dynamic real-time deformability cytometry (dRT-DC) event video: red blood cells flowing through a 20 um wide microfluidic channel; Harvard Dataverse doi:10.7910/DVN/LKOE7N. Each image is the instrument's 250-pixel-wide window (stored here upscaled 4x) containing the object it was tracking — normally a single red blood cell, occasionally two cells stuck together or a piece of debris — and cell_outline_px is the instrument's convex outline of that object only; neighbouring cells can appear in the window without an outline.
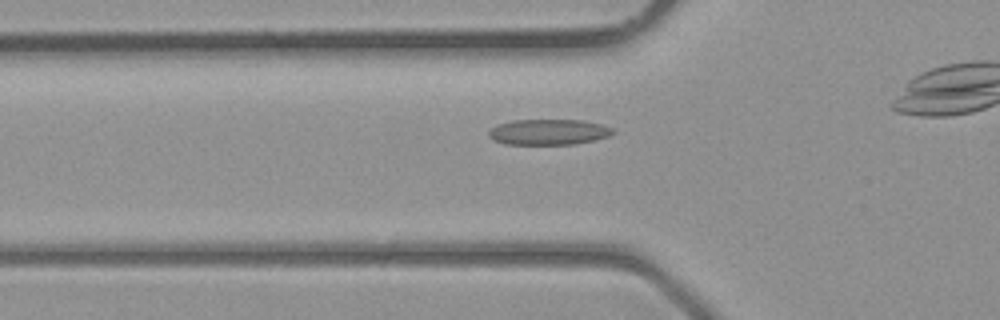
{"species": "common noctule bat (a hibernating species)", "species_latin": "Nyctalus noctula", "temperature_condition": "room temperature", "stored_images_in_passage": 21, "camera_frame_rate_fps": 3000, "um_per_image_px": 0.085, "animal": {"sex": "male", "body_mass_g": 23.1, "forearm_length_mm": 52.7}, "frame": {"image": 1, "passage_image": 2, "time_ms": 0.333, "image_size_px": [1000, 320], "cell_outline_px": [[616, 132], [608, 136], [576, 144], [504, 144], [492, 140], [488, 136], [488, 132], [492, 128], [500, 124], [512, 120], [584, 120], [600, 124], [612, 128]], "centroid_in_image_um": [46.61, 11.22], "position_along_channel_um": 79.2, "area_um2": 18.5}}
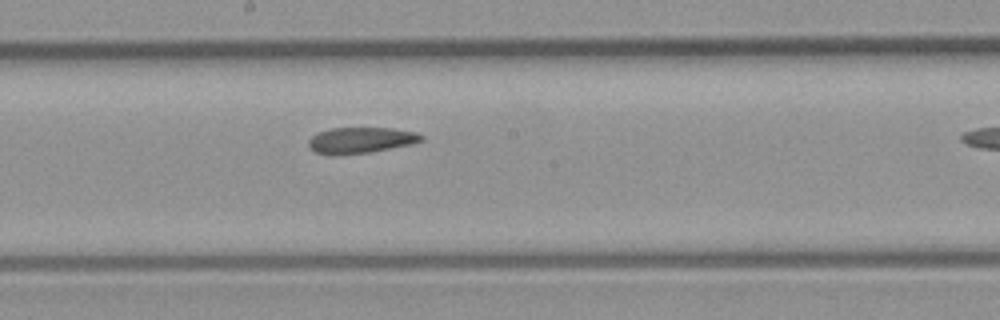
{"frame": {"image": 2, "passage_image": 10, "time_ms": 3.0, "image_size_px": [1000, 320], "cell_outline_px": [[424, 140], [412, 144], [368, 152], [336, 156], [328, 156], [316, 152], [308, 144], [308, 140], [312, 136], [320, 132], [332, 128], [392, 128], [416, 132], [424, 136]], "centroid_in_image_um": [30.67, 11.93], "position_along_channel_um": 217.5, "area_um2": 17.11}}
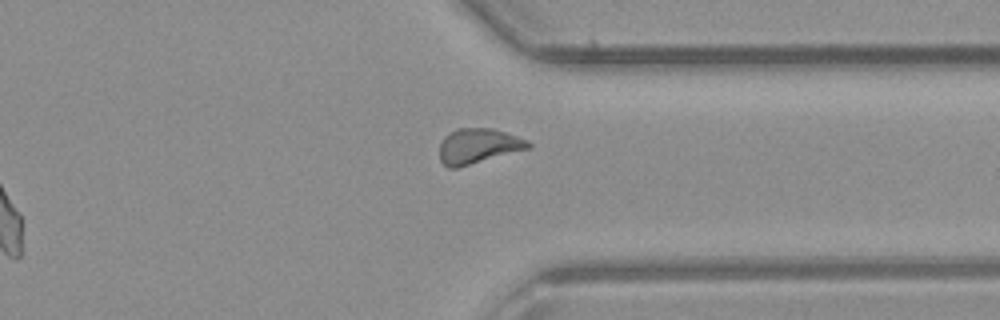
{"frame": {"image": 3, "passage_image": 19, "time_ms": 6.0, "image_size_px": [1000, 320], "cell_outline_px": [[532, 148], [456, 168], [448, 168], [440, 160], [440, 144], [444, 136], [456, 128], [492, 128], [528, 140], [532, 144]], "centroid_in_image_um": [40.66, 12.41], "position_along_channel_um": 370.7, "area_um2": 18.21}}